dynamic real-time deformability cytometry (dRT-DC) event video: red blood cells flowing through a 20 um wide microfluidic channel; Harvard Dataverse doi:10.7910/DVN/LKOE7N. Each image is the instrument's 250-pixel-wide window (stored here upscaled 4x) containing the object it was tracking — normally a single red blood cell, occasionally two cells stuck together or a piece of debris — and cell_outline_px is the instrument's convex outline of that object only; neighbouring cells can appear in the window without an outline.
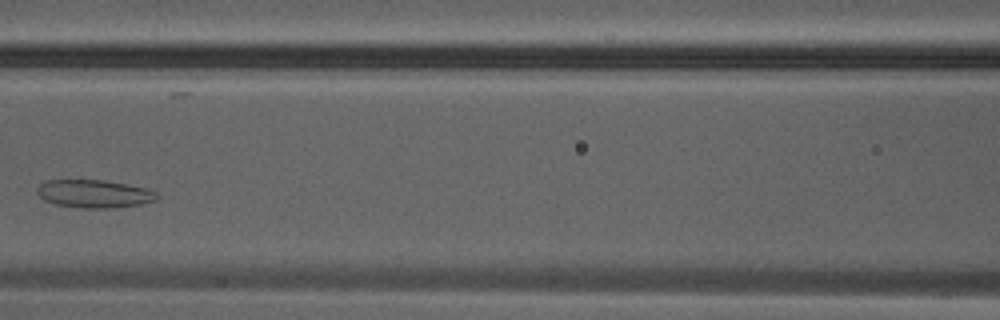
{"species": "Egyptian fruit bat (a non-hibernating species)", "species_latin": "Rousettus aegyptiacus", "temperature_condition": "warm", "stored_images_in_passage": 21, "camera_frame_rate_fps": 3000, "um_per_image_px": 0.085, "animal": {"sex": "male"}, "frame": {"image": 1, "passage_image": 9, "time_ms": 2.667, "image_size_px": [1000, 320], "cell_outline_px": [[156, 200], [140, 204], [116, 208], [84, 208], [56, 204], [44, 200], [36, 192], [36, 188], [44, 180], [104, 180], [144, 188], [156, 192]], "centroid_in_image_um": [7.95, 16.47], "position_along_channel_um": 158.6, "area_um2": 19.36}}